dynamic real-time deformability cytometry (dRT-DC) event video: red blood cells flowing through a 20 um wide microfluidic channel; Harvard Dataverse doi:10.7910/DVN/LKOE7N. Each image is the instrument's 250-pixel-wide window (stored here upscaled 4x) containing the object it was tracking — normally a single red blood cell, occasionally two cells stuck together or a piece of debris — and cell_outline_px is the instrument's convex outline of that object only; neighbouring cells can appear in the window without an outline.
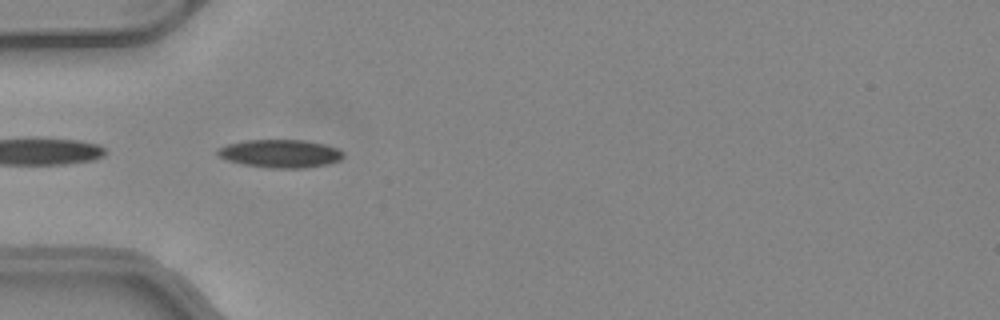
{"species": "common noctule bat (a hibernating species)", "species_latin": "Nyctalus noctula", "temperature_condition": "warm", "stored_images_in_passage": 4, "camera_frame_rate_fps": 3000, "um_per_image_px": 0.085, "animal": {"sex": "female", "body_mass_g": 24.6, "forearm_length_mm": 56.2}, "frame": {"image": 1, "passage_image": 1, "time_ms": 0.0, "image_size_px": [1000, 320], "cell_outline_px": [[344, 156], [340, 160], [328, 164], [300, 168], [268, 168], [244, 164], [228, 160], [220, 156], [216, 152], [220, 148], [228, 144], [244, 140], [304, 140], [324, 144], [336, 148], [344, 152]], "centroid_in_image_um": [23.85, 13.05], "position_along_channel_um": 61.1, "area_um2": 20.4}}